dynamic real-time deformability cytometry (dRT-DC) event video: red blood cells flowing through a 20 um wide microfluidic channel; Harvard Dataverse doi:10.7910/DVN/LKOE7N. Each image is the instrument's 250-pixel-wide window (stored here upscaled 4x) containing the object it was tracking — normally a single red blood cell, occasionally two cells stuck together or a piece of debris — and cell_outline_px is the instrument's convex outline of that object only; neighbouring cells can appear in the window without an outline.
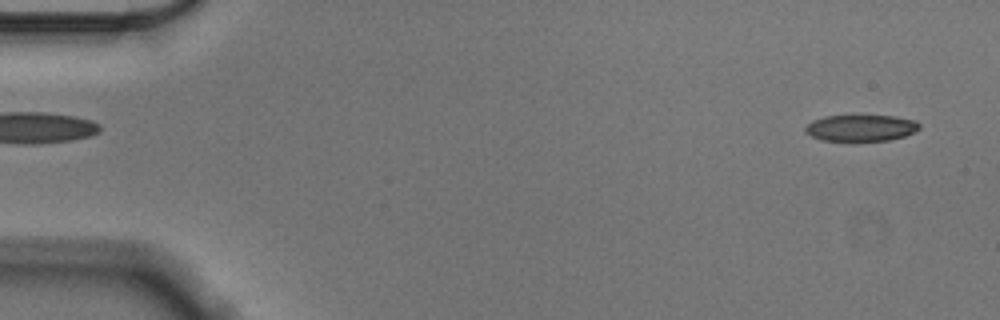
{"species": "Egyptian fruit bat (a non-hibernating species)", "species_latin": "Rousettus aegyptiacus", "temperature_condition": "cold", "stored_images_in_passage": 53, "camera_frame_rate_fps": 3000, "um_per_image_px": 0.085, "animal": {"sex": "male"}, "frame": {"image": 1, "passage_image": 2, "time_ms": 0.333, "image_size_px": [1000, 320], "cell_outline_px": [[920, 128], [904, 136], [888, 140], [824, 140], [812, 136], [804, 132], [804, 128], [812, 120], [824, 116], [896, 116], [916, 120], [920, 124]], "centroid_in_image_um": [73.18, 10.86], "position_along_channel_um": 11.8, "area_um2": 17.34}}
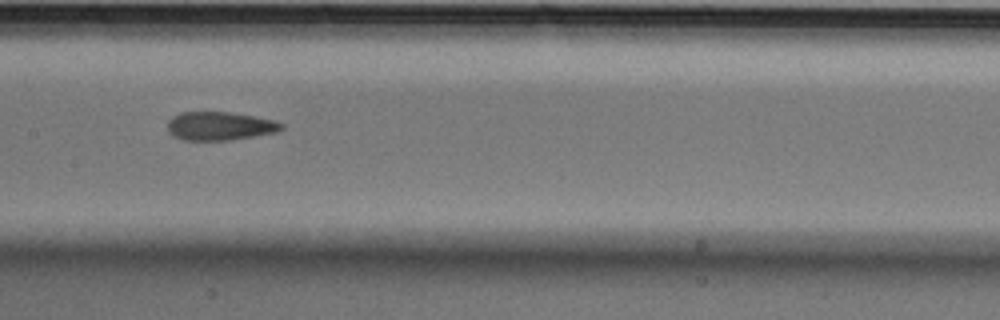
{"frame": {"image": 2, "passage_image": 27, "time_ms": 8.667, "image_size_px": [1000, 320], "cell_outline_px": [[284, 128], [276, 132], [228, 140], [184, 140], [172, 136], [168, 132], [168, 120], [172, 116], [180, 112], [232, 112], [256, 116], [276, 120], [284, 124]], "centroid_in_image_um": [18.68, 10.7], "position_along_channel_um": 188.7, "area_um2": 19.07}}
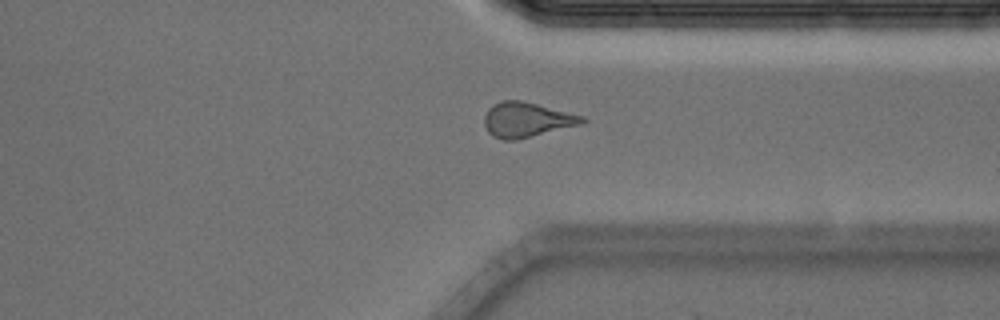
{"frame": {"image": 3, "passage_image": 42, "time_ms": 13.667, "image_size_px": [1000, 320], "cell_outline_px": [[588, 120], [584, 124], [516, 140], [504, 140], [492, 136], [488, 132], [484, 124], [484, 116], [488, 108], [492, 104], [504, 100], [520, 100], [584, 116]], "centroid_in_image_um": [44.77, 10.19], "position_along_channel_um": 366.6, "area_um2": 20.0}}